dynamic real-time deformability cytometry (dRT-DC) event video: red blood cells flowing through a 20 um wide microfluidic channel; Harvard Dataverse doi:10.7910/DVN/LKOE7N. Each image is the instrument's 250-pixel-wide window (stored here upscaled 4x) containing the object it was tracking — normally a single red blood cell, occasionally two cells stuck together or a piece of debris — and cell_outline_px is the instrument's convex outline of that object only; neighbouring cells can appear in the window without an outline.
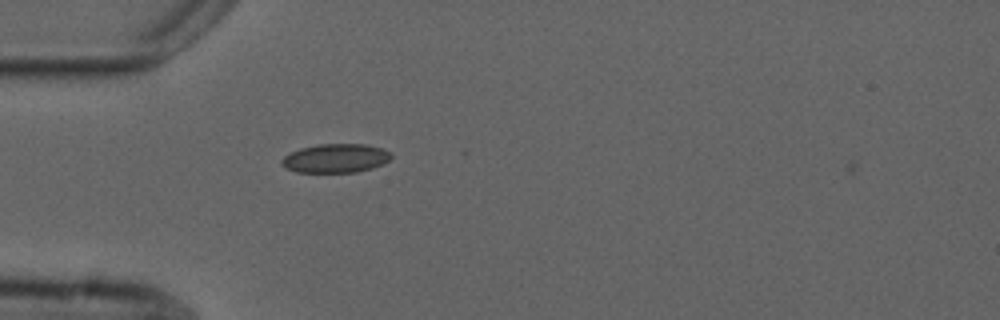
{"species": "common noctule bat (a hibernating species)", "species_latin": "Nyctalus noctula", "temperature_condition": "cold", "stored_images_in_passage": 2, "camera_frame_rate_fps": 3000, "um_per_image_px": 0.085, "animal": {"sex": "male", "forearm_length_mm": 52.5}, "frame": {"image": 1, "passage_image": 1, "time_ms": 0.0, "image_size_px": [1000, 320], "cell_outline_px": [[392, 156], [384, 164], [372, 168], [356, 172], [296, 172], [284, 168], [280, 164], [280, 160], [284, 156], [300, 148], [320, 144], [364, 144], [380, 148], [388, 152]], "centroid_in_image_um": [28.48, 13.46], "position_along_channel_um": 56.5, "area_um2": 18.38}}